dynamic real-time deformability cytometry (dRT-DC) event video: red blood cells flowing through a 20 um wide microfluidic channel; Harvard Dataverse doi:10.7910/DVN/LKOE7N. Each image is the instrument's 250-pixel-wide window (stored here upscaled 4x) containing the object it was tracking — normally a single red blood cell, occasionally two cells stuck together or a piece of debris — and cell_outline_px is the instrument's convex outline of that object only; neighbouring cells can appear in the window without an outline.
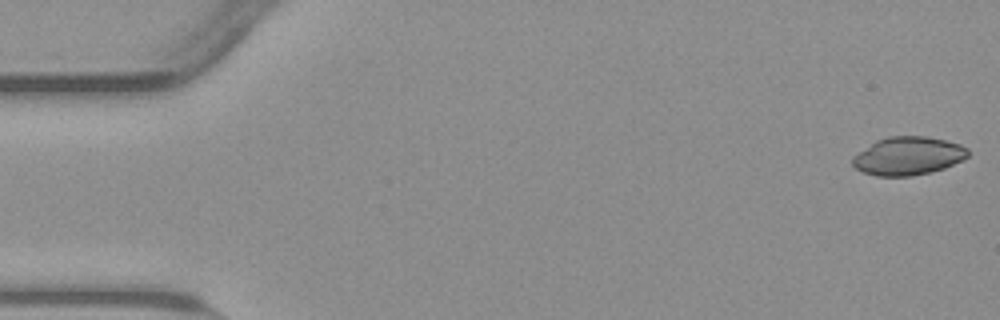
{"species": "common noctule bat (a hibernating species)", "species_latin": "Nyctalus noctula", "temperature_condition": "warm", "stored_images_in_passage": 17, "camera_frame_rate_fps": 3000, "um_per_image_px": 0.085, "animal": {"sex": "male", "body_mass_g": 23.1, "forearm_length_mm": 52.7}, "frame": {"image": 1, "passage_image": 1, "time_ms": 0.0, "image_size_px": [1000, 320], "cell_outline_px": [[968, 156], [944, 168], [932, 172], [912, 176], [876, 176], [864, 172], [856, 168], [852, 164], [852, 156], [876, 140], [888, 136], [924, 136], [944, 140], [960, 144], [968, 148]], "centroid_in_image_um": [77.16, 13.25], "position_along_channel_um": 7.8, "area_um2": 25.66}}
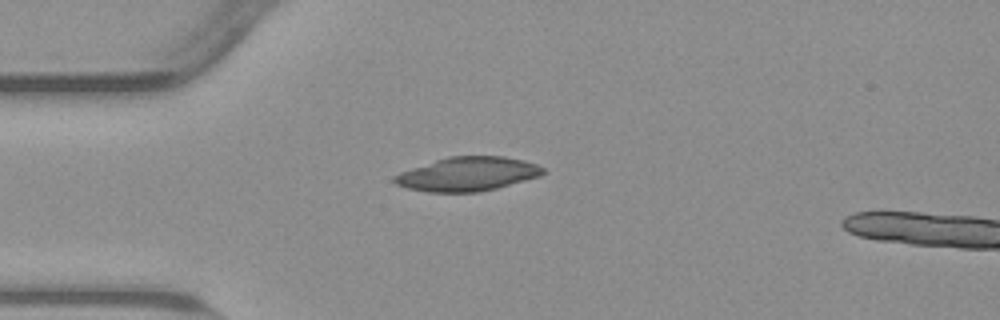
{"frame": {"image": 2, "passage_image": 14, "time_ms": 4.333, "image_size_px": [1000, 320], "cell_outline_px": [[544, 172], [540, 176], [496, 188], [480, 192], [428, 192], [408, 188], [396, 184], [392, 180], [392, 176], [400, 172], [448, 156], [504, 156], [524, 160], [536, 164], [544, 168]], "centroid_in_image_um": [39.74, 14.79], "position_along_channel_um": 45.3, "area_um2": 29.3}}